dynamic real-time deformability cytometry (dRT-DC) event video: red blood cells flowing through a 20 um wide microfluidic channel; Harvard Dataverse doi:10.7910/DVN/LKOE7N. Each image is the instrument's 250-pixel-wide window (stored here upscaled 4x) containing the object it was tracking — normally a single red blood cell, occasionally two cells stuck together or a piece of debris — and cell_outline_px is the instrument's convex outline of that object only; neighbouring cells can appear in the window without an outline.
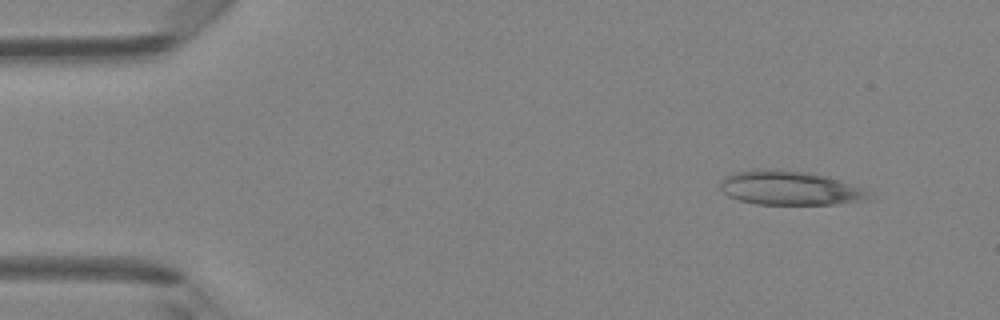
{"species": "Egyptian fruit bat (a non-hibernating species)", "species_latin": "Rousettus aegyptiacus", "temperature_condition": "room temperature", "stored_images_in_passage": 4, "camera_frame_rate_fps": 3000, "um_per_image_px": 0.085, "animal": {"sex": "female"}, "frame": {"image": 1, "passage_image": 2, "time_ms": 0.333, "image_size_px": [1000, 320], "cell_outline_px": [[872, 200], [840, 204], [756, 204], [740, 200], [728, 196], [720, 188], [720, 180], [724, 176], [736, 172], [752, 168], [776, 168], [812, 172], [828, 176], [872, 188]], "centroid_in_image_um": [67.27, 15.96], "position_along_channel_um": 17.7, "area_um2": 30.92}}